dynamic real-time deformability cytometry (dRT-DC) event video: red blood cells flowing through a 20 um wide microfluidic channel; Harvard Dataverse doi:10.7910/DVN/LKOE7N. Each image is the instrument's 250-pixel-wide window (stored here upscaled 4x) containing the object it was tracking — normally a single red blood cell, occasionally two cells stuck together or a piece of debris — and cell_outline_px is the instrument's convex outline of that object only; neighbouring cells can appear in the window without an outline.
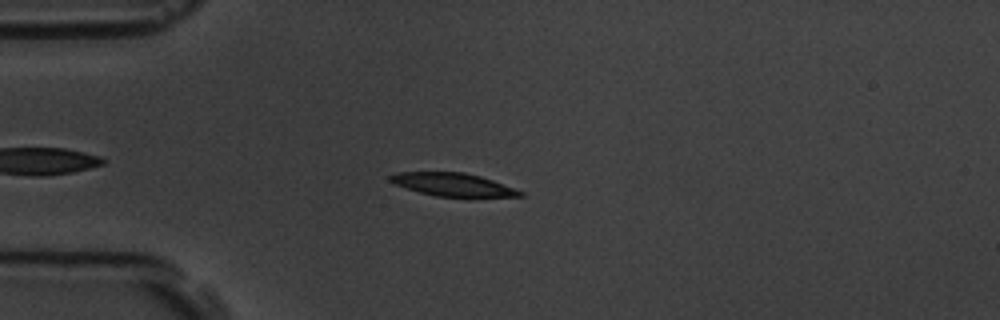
{"species": "common noctule bat (a hibernating species)", "species_latin": "Nyctalus noctula", "temperature_condition": "room temperature", "stored_images_in_passage": 44, "camera_frame_rate_fps": 3000, "um_per_image_px": 0.085, "animal": {"sex": "male", "body_mass_g": 19.5, "forearm_length_mm": 54.6}, "frame": {"image": 1, "passage_image": 8, "time_ms": 2.333, "image_size_px": [1000, 320], "cell_outline_px": [[524, 196], [472, 200], [436, 196], [420, 192], [396, 184], [388, 180], [388, 176], [396, 172], [464, 172], [480, 176], [492, 180], [524, 192]], "centroid_in_image_um": [38.61, 15.75], "position_along_channel_um": 46.4, "area_um2": 18.32}}
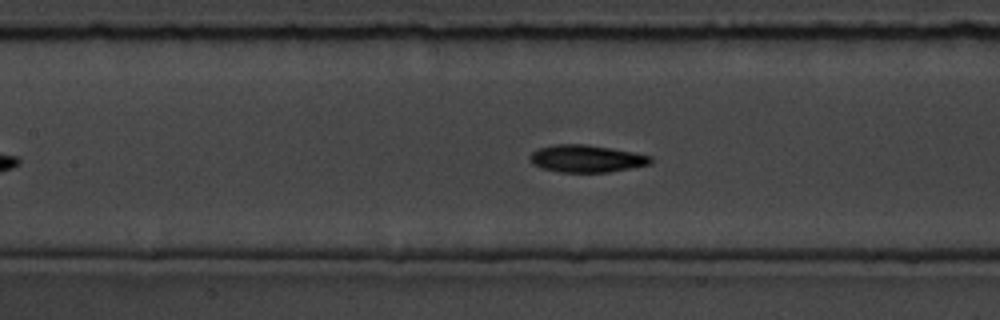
{"frame": {"image": 2, "passage_image": 19, "time_ms": 6.0, "image_size_px": [1000, 320], "cell_outline_px": [[652, 164], [608, 172], [560, 172], [544, 168], [532, 164], [532, 152], [540, 148], [556, 144], [588, 144], [632, 152], [652, 156]], "centroid_in_image_um": [49.9, 13.48], "position_along_channel_um": 157.5, "area_um2": 18.96}}
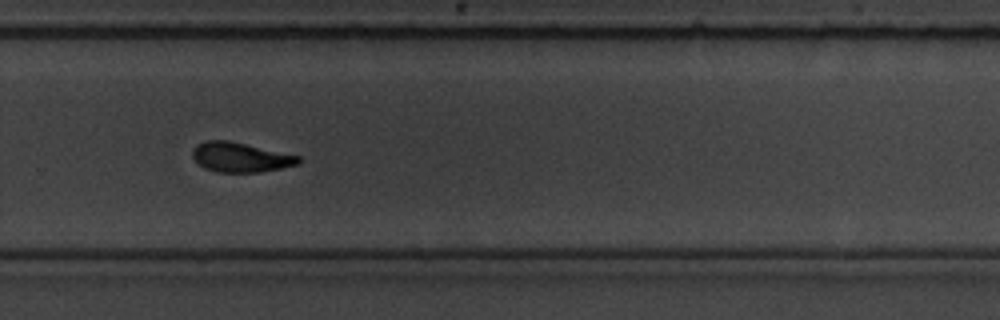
{"frame": {"image": 3, "passage_image": 32, "time_ms": 10.333, "image_size_px": [1000, 320], "cell_outline_px": [[300, 164], [260, 172], [216, 172], [204, 168], [192, 156], [192, 152], [196, 144], [204, 140], [228, 140], [300, 156]], "centroid_in_image_um": [20.42, 13.36], "position_along_channel_um": 309.4, "area_um2": 18.26}, "authors_computed_cell_mechanics": {"area_um2": 18.6694, "velocity_mm_per_s": 3.5174, "shape_relaxation_time_tau1_ms": 3.9691, "shape_relaxation_time_tau2_ms": 4.173, "deformation_change_tau1": 0.1435, "deformation_change_tau2": 0.1063}}